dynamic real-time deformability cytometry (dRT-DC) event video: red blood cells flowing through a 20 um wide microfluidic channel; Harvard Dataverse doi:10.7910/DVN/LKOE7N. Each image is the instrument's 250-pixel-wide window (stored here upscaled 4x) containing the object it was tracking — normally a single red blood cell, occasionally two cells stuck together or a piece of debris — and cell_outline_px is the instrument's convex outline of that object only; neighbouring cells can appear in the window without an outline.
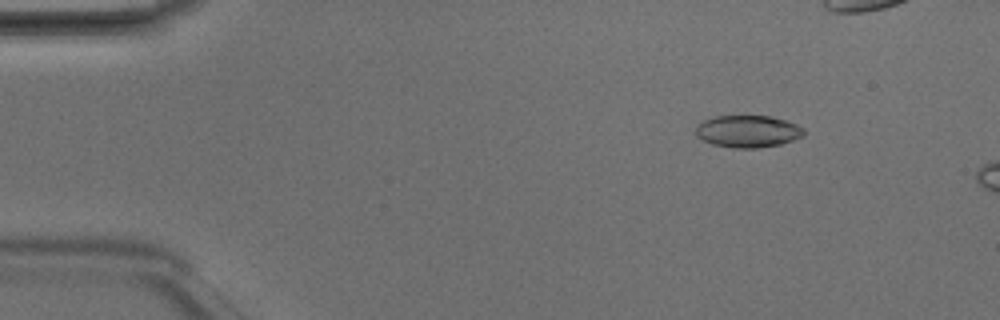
{"species": "Egyptian fruit bat (a non-hibernating species)", "species_latin": "Rousettus aegyptiacus", "temperature_condition": "room temperature", "stored_images_in_passage": 3, "camera_frame_rate_fps": 3000, "um_per_image_px": 0.085, "animal": {"sex": "male"}, "frame": {"image": 1, "passage_image": 1, "time_ms": 0.0, "image_size_px": [1000, 320], "cell_outline_px": [[804, 136], [780, 144], [756, 148], [732, 148], [712, 144], [696, 136], [696, 124], [712, 116], [772, 116], [796, 124], [804, 128]], "centroid_in_image_um": [63.55, 11.16], "position_along_channel_um": 21.5, "area_um2": 20.29}}